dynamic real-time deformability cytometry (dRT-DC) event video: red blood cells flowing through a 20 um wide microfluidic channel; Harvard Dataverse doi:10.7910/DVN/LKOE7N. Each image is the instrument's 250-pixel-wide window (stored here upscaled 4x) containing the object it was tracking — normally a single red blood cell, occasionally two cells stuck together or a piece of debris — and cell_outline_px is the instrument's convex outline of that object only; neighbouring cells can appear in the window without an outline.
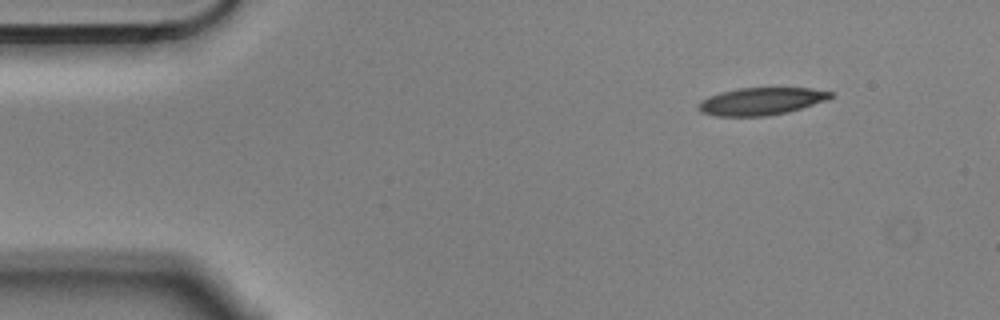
{"species": "Egyptian fruit bat (a non-hibernating species)", "species_latin": "Rousettus aegyptiacus", "temperature_condition": "cold", "stored_images_in_passage": 9, "camera_frame_rate_fps": 3000, "um_per_image_px": 0.085, "animal": {"sex": "male"}, "frame": {"image": 1, "passage_image": 1, "time_ms": 0.0, "image_size_px": [1000, 320], "cell_outline_px": [[832, 96], [828, 100], [788, 112], [764, 116], [716, 116], [700, 112], [696, 108], [696, 104], [708, 96], [720, 92], [740, 88], [812, 88], [832, 92]], "centroid_in_image_um": [64.66, 8.61], "position_along_channel_um": 20.3, "area_um2": 21.21}}
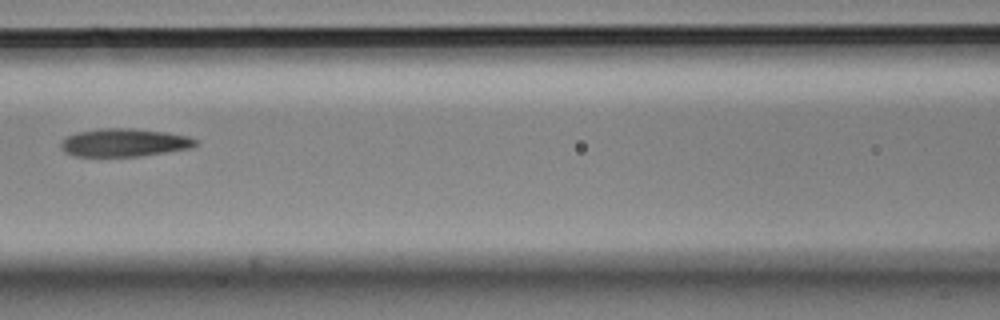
{"frame": {"image": 2, "passage_image": 6, "time_ms": 1.667, "image_size_px": [1000, 320], "cell_outline_px": [[196, 144], [192, 148], [140, 156], [76, 156], [64, 152], [60, 144], [68, 136], [76, 132], [100, 128], [132, 128], [164, 132], [188, 136], [196, 140]], "centroid_in_image_um": [10.55, 12.12], "position_along_channel_um": 156.0, "area_um2": 21.85}}
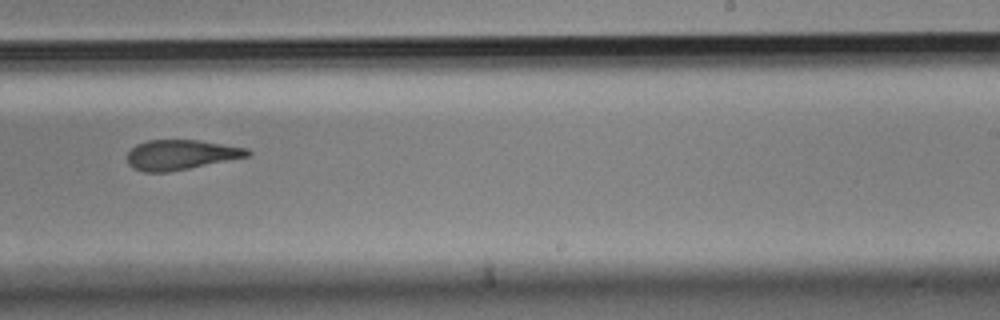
{"frame": {"image": 3, "passage_image": 9, "time_ms": 2.667, "image_size_px": [1000, 320], "cell_outline_px": [[252, 156], [168, 172], [144, 172], [132, 168], [128, 164], [128, 152], [136, 144], [148, 140], [200, 140], [248, 148], [252, 152]], "centroid_in_image_um": [15.41, 13.15], "position_along_channel_um": 273.6, "area_um2": 21.15}}